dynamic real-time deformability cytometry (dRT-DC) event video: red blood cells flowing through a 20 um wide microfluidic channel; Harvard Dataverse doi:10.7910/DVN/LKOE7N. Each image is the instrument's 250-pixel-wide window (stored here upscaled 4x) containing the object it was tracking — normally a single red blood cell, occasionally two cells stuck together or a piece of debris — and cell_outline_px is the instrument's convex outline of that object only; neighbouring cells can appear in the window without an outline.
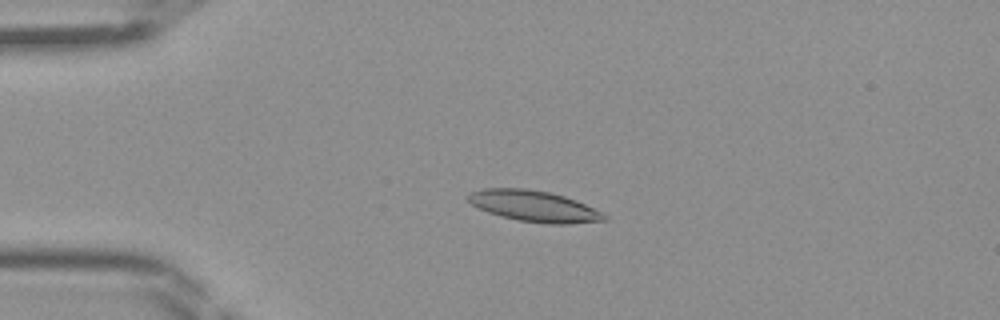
{"species": "Egyptian fruit bat (a non-hibernating species)", "species_latin": "Rousettus aegyptiacus", "temperature_condition": "room temperature", "stored_images_in_passage": 46, "camera_frame_rate_fps": 3000, "um_per_image_px": 0.085, "frame": {"image": 1, "passage_image": 11, "time_ms": 3.333, "image_size_px": [1000, 320], "cell_outline_px": [[608, 220], [568, 224], [548, 224], [520, 220], [500, 216], [488, 212], [472, 204], [468, 200], [468, 192], [484, 188], [524, 188], [548, 192], [564, 196], [576, 200], [604, 212], [608, 216]], "centroid_in_image_um": [45.43, 17.52], "position_along_channel_um": 39.6, "area_um2": 24.68}}
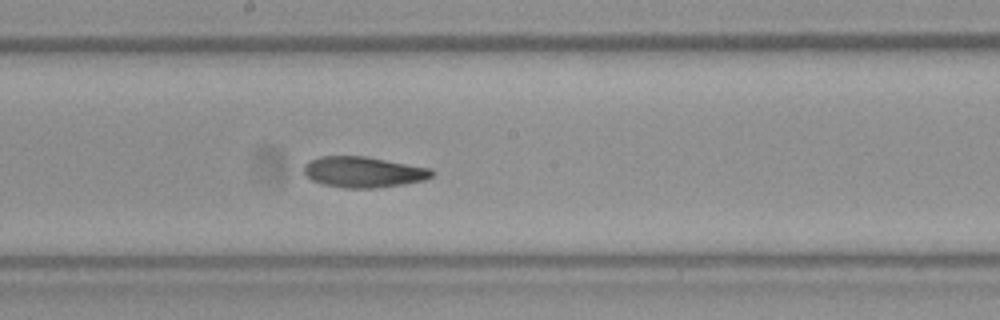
{"frame": {"image": 2, "passage_image": 25, "time_ms": 8.0, "image_size_px": [1000, 320], "cell_outline_px": [[436, 172], [432, 176], [424, 180], [404, 184], [376, 188], [344, 188], [324, 184], [312, 180], [304, 172], [304, 164], [308, 160], [320, 156], [364, 156], [432, 168]], "centroid_in_image_um": [30.91, 14.62], "position_along_channel_um": 217.3, "area_um2": 23.06}}
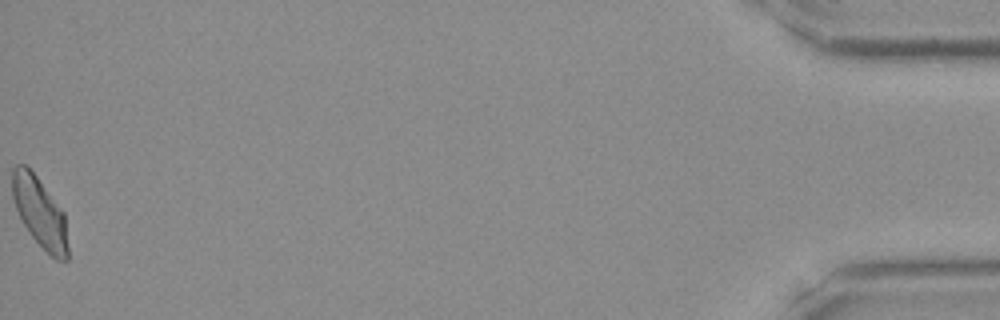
{"frame": {"image": 3, "passage_image": 46, "time_ms": 15.0, "image_size_px": [1000, 320], "cell_outline_px": [[68, 260], [56, 260], [28, 232], [16, 208], [12, 196], [12, 168], [16, 164], [24, 164], [36, 176], [64, 212], [68, 248]], "centroid_in_image_um": [3.38, 18.04], "position_along_channel_um": 431.8, "area_um2": 22.31}}